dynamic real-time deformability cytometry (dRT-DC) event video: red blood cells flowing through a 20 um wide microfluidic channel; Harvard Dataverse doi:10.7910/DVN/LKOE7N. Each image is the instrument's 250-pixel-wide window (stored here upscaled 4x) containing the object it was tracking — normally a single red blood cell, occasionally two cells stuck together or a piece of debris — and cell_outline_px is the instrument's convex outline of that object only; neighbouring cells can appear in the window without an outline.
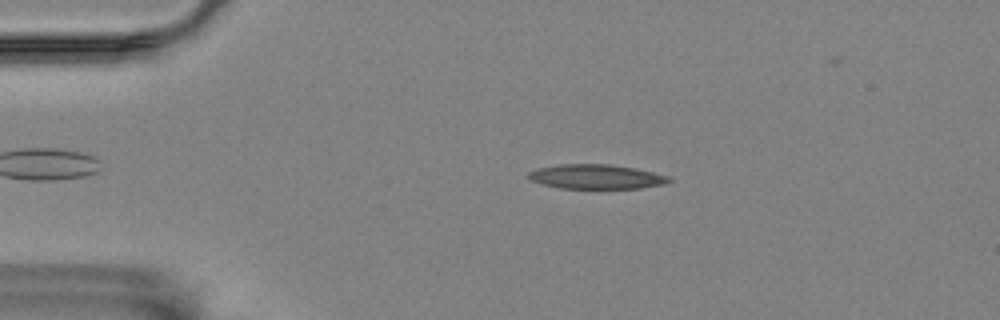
{"species": "Egyptian fruit bat (a non-hibernating species)", "species_latin": "Rousettus aegyptiacus", "temperature_condition": "room temperature", "stored_images_in_passage": 50, "camera_frame_rate_fps": 3000, "um_per_image_px": 0.085, "animal": {"sex": "female"}, "frame": {"image": 1, "passage_image": 11, "time_ms": 3.333, "image_size_px": [1000, 320], "cell_outline_px": [[672, 180], [664, 184], [640, 188], [560, 188], [544, 184], [532, 180], [528, 176], [528, 172], [536, 168], [560, 164], [612, 164], [636, 168], [668, 176]], "centroid_in_image_um": [50.68, 15.01], "position_along_channel_um": 34.3, "area_um2": 19.94}}
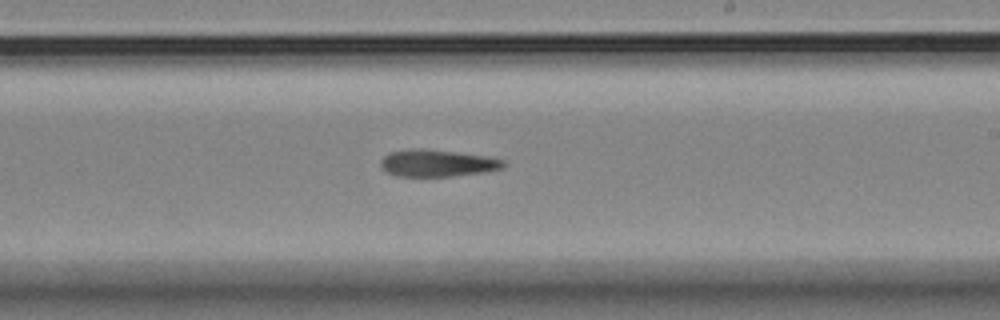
{"frame": {"image": 2, "passage_image": 33, "time_ms": 10.667, "image_size_px": [1000, 320], "cell_outline_px": [[508, 164], [504, 168], [484, 172], [452, 176], [396, 176], [388, 172], [380, 164], [380, 160], [388, 152], [412, 148], [424, 148], [488, 156], [504, 160]], "centroid_in_image_um": [37.2, 13.85], "position_along_channel_um": 251.8, "area_um2": 19.48}}
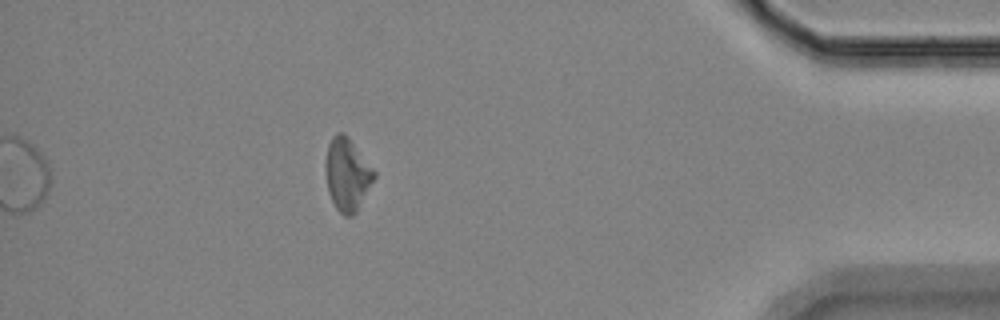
{"frame": {"image": 3, "passage_image": 50, "time_ms": 16.333, "image_size_px": [1000, 320], "cell_outline_px": [[376, 176], [356, 212], [352, 216], [344, 216], [336, 208], [328, 192], [328, 144], [332, 136], [336, 132], [344, 132], [348, 136], [376, 172]], "centroid_in_image_um": [29.55, 14.82], "position_along_channel_um": 405.6, "area_um2": 19.94}, "authors_computed_cell_mechanics": {"area_um2": 19.9988, "velocity_mm_per_s": 3.4961, "shape_relaxation_time_tau1_ms": 7.3269, "shape_relaxation_time_tau2_ms": null, "deformation_change_tau1": 0.1162, "deformation_change_tau2": null}}